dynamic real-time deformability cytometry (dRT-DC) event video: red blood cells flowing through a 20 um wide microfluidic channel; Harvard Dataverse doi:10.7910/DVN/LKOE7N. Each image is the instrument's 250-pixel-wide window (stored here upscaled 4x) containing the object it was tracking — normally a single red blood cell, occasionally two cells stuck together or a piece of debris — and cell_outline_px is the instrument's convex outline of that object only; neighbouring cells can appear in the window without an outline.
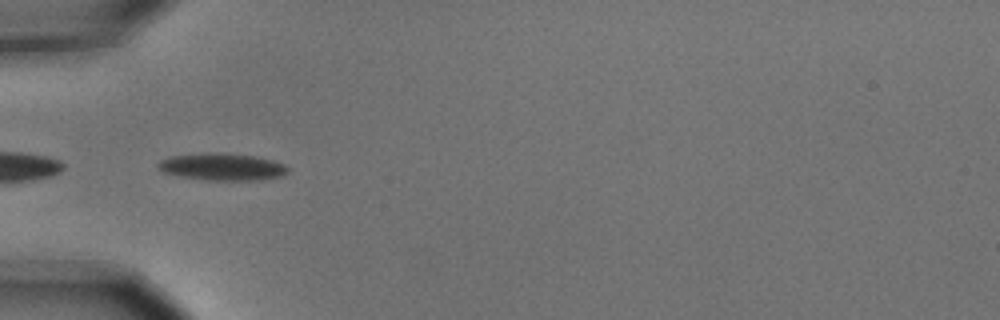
{"species": "common noctule bat (a hibernating species)", "species_latin": "Nyctalus noctula", "temperature_condition": "cold", "stored_images_in_passage": 10, "camera_frame_rate_fps": 3000, "um_per_image_px": 0.085, "animal": {"sex": "male", "body_mass_g": 15.6}, "frame": {"image": 1, "passage_image": 6, "time_ms": 1.667, "image_size_px": [1000, 320], "cell_outline_px": [[288, 172], [280, 176], [264, 180], [208, 180], [184, 176], [164, 172], [156, 168], [156, 164], [160, 160], [168, 156], [200, 152], [208, 152], [252, 156], [272, 160], [284, 164], [288, 168]], "centroid_in_image_um": [18.84, 14.17], "position_along_channel_um": 66.2, "area_um2": 20.46}}
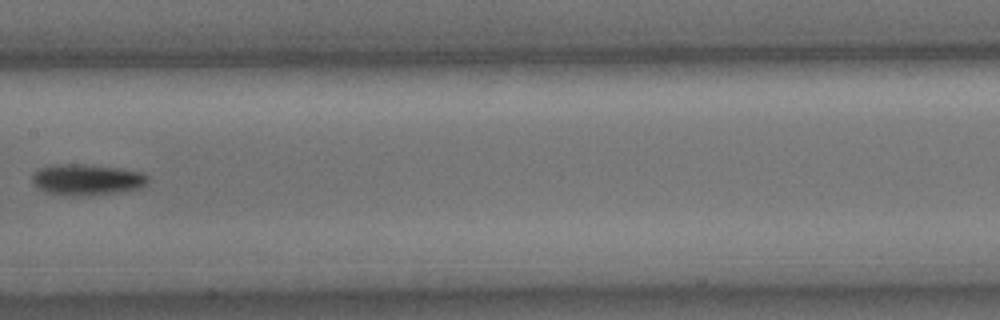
{"frame": {"image": 2, "passage_image": 9, "time_ms": 2.667, "image_size_px": [1000, 320], "cell_outline_px": [[148, 184], [140, 188], [120, 192], [84, 196], [64, 196], [48, 192], [40, 188], [32, 180], [32, 176], [40, 168], [68, 164], [84, 164], [120, 168], [140, 172], [148, 176]], "centroid_in_image_um": [7.45, 15.29], "position_along_channel_um": 199.9, "area_um2": 20.75}}
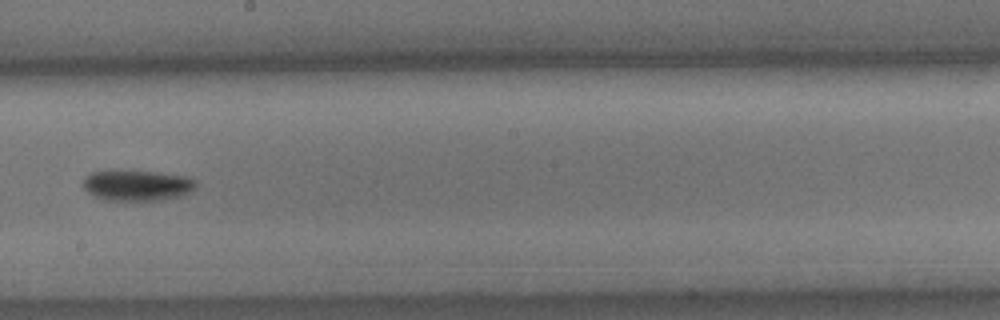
{"frame": {"image": 3, "passage_image": 10, "time_ms": 3.0, "image_size_px": [1000, 320], "cell_outline_px": [[196, 184], [188, 192], [180, 196], [160, 200], [104, 200], [88, 192], [84, 188], [84, 176], [92, 172], [156, 172], [184, 176], [196, 180]], "centroid_in_image_um": [11.65, 15.77], "position_along_channel_um": 236.6, "area_um2": 19.54}}